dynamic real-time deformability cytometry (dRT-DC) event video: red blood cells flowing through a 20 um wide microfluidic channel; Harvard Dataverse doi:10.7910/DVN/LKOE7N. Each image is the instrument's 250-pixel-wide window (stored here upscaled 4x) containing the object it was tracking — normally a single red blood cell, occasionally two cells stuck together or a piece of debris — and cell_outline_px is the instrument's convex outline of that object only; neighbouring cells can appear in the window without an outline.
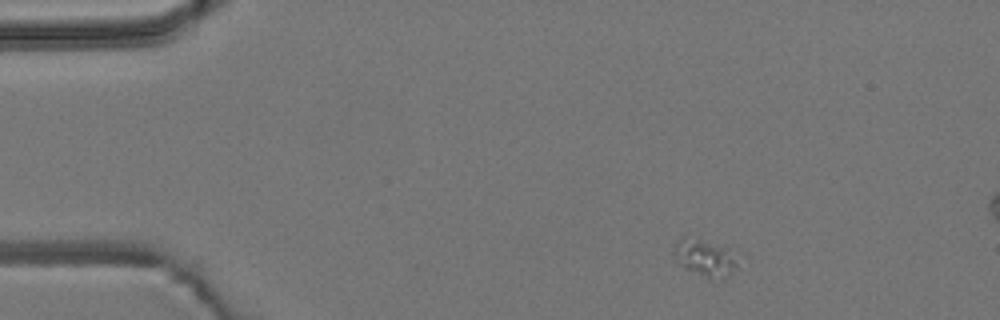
{"species": "common noctule bat (a hibernating species)", "species_latin": "Nyctalus noctula", "temperature_condition": "room temperature", "stored_images_in_passage": 14, "camera_frame_rate_fps": 3000, "um_per_image_px": 0.085, "animal": {"sex": "male", "body_mass_g": 19.2, "forearm_length_mm": 51.8}, "frame": {"image": 1, "passage_image": 1, "time_ms": 0.0, "image_size_px": [1000, 320], "cell_outline_px": [[736, 268], [728, 276], [716, 284], [680, 264], [676, 260], [676, 240], [684, 236], [700, 240], [728, 248], [736, 264]], "centroid_in_image_um": [59.93, 21.99], "position_along_channel_um": 25.1, "area_um2": 13.41}}
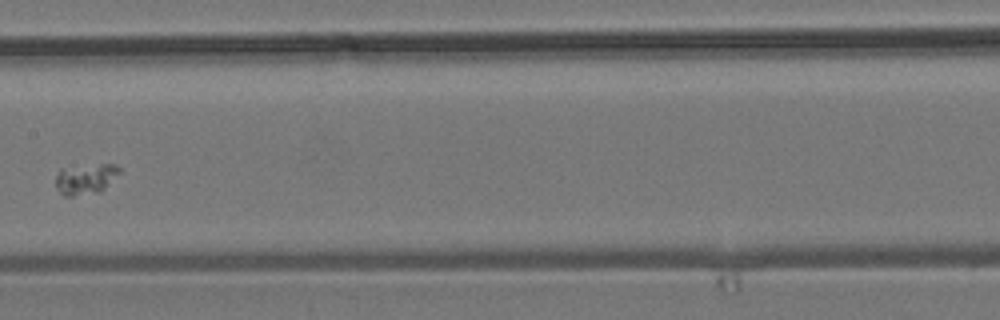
{"frame": {"image": 2, "passage_image": 6, "time_ms": 1.667, "image_size_px": [1000, 320], "cell_outline_px": [[120, 172], [100, 192], [72, 196], [64, 196], [56, 188], [56, 176], [60, 168], [100, 164], [116, 164], [120, 168]], "centroid_in_image_um": [7.25, 15.2], "position_along_channel_um": 200.1, "area_um2": 11.27}}
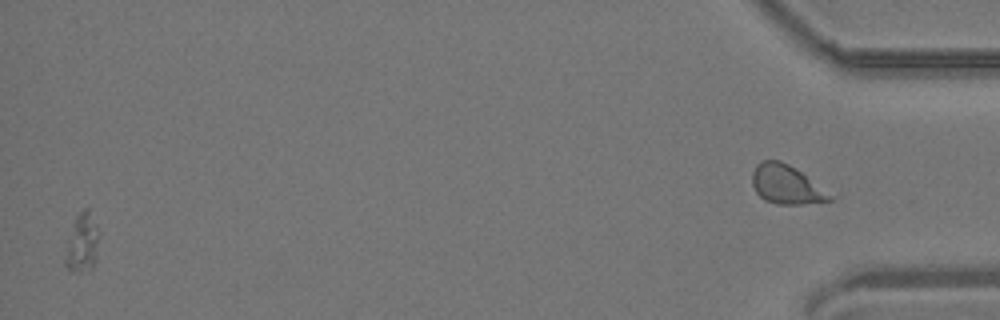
{"frame": {"image": 3, "passage_image": 13, "time_ms": 4.0, "image_size_px": [1000, 320], "cell_outline_px": [[96, 260], [92, 268], [80, 272], [72, 272], [64, 264], [64, 260], [68, 240], [76, 216], [84, 208], [88, 208], [96, 228]], "centroid_in_image_um": [6.94, 20.71], "position_along_channel_um": 428.3, "area_um2": 10.98}}